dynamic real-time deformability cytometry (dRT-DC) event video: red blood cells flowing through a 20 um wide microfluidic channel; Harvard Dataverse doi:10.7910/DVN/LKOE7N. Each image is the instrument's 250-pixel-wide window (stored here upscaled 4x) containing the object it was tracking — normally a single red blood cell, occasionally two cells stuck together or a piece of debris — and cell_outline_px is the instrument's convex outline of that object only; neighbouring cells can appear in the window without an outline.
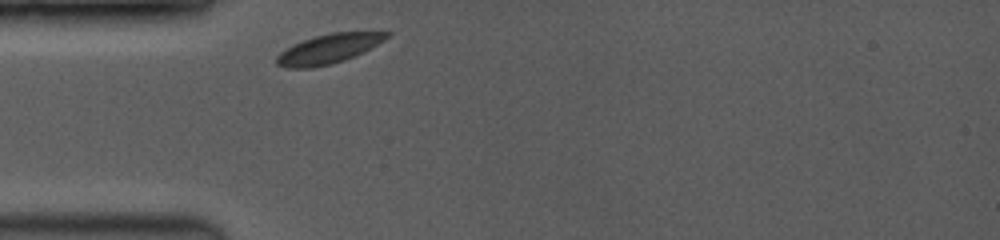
{"species": "common noctule bat (a hibernating species)", "species_latin": "Nyctalus noctula", "temperature_condition": "room temperature", "stored_images_in_passage": 34, "camera_frame_rate_fps": 3500, "um_per_image_px": 0.085, "animal": {"sex": "female", "body_mass_g": 19.0, "forearm_length_mm": 53.3}, "frame": {"image": 1, "passage_image": 1, "time_ms": 0.0, "image_size_px": [1000, 240], "cell_outline_px": [[392, 32], [384, 40], [364, 52], [356, 56], [332, 64], [312, 68], [288, 68], [276, 64], [276, 56], [280, 52], [304, 40], [316, 36], [332, 32]], "centroid_in_image_um": [27.94, 4.16], "position_along_channel_um": 57.1, "area_um2": 18.67}}
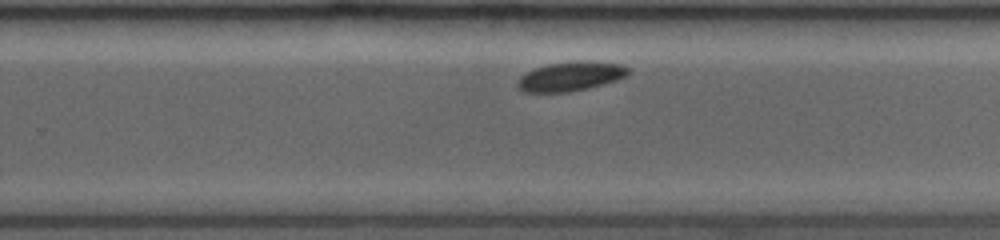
{"frame": {"image": 2, "passage_image": 20, "time_ms": 6.0, "image_size_px": [1000, 240], "cell_outline_px": [[628, 76], [616, 80], [588, 88], [568, 92], [524, 92], [516, 84], [516, 80], [520, 76], [536, 68], [548, 64], [576, 60], [588, 60], [624, 64], [628, 68]], "centroid_in_image_um": [48.52, 6.47], "position_along_channel_um": 281.3, "area_um2": 19.02}}
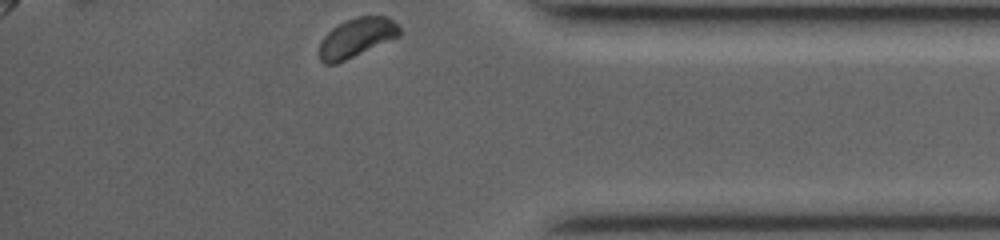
{"frame": {"image": 3, "passage_image": 34, "time_ms": 9.429, "image_size_px": [1000, 240], "cell_outline_px": [[400, 36], [336, 64], [324, 64], [320, 60], [320, 40], [332, 28], [348, 20], [360, 16], [388, 16], [400, 28]], "centroid_in_image_um": [30.31, 3.21], "position_along_channel_um": 404.9, "area_um2": 18.03}, "authors_computed_cell_mechanics": {"area_um2": 19.074, "velocity_mm_per_s": 3.8293, "shape_relaxation_time_tau1_ms": 2.7506, "shape_relaxation_time_tau2_ms": null, "deformation_change_tau1": 0.0742, "deformation_change_tau2": null}}